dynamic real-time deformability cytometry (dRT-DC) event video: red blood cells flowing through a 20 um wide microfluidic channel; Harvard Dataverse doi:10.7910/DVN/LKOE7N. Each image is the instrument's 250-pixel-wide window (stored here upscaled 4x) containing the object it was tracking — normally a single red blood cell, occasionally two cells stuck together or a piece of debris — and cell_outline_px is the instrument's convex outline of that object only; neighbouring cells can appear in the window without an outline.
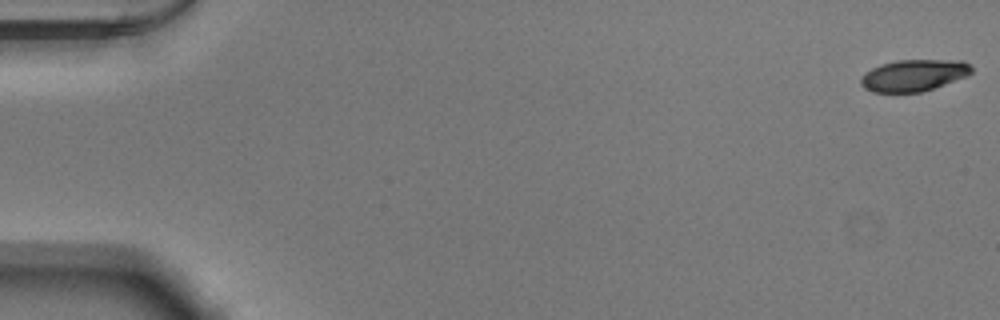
{"species": "Egyptian fruit bat (a non-hibernating species)", "species_latin": "Rousettus aegyptiacus", "temperature_condition": "warm", "stored_images_in_passage": 53, "camera_frame_rate_fps": 3000, "um_per_image_px": 0.085, "animal": {"sex": "male"}, "frame": {"image": 1, "passage_image": 1, "time_ms": 0.0, "image_size_px": [1000, 320], "cell_outline_px": [[972, 72], [964, 76], [932, 88], [920, 92], [872, 92], [864, 88], [860, 84], [860, 80], [864, 72], [880, 64], [896, 60], [964, 60], [972, 68]], "centroid_in_image_um": [77.6, 6.39], "position_along_channel_um": 7.4, "area_um2": 20.23}}
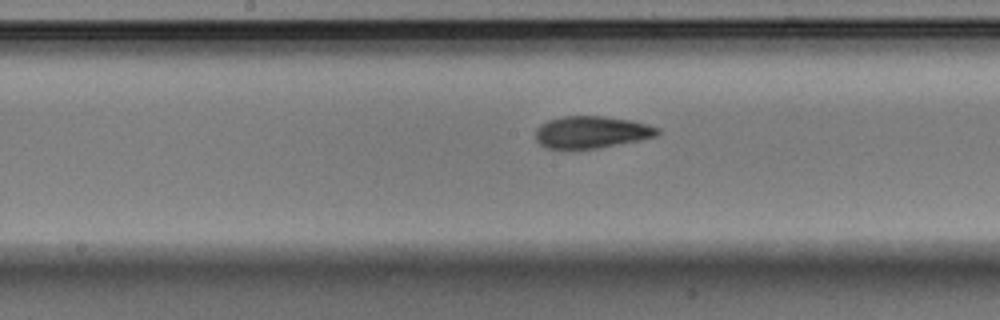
{"frame": {"image": 2, "passage_image": 28, "time_ms": 9.0, "image_size_px": [1000, 320], "cell_outline_px": [[660, 132], [656, 136], [640, 140], [596, 148], [544, 148], [536, 140], [536, 128], [540, 124], [548, 120], [564, 116], [604, 116], [632, 120], [648, 124], [660, 128]], "centroid_in_image_um": [50.29, 11.22], "position_along_channel_um": 197.9, "area_um2": 22.77}}
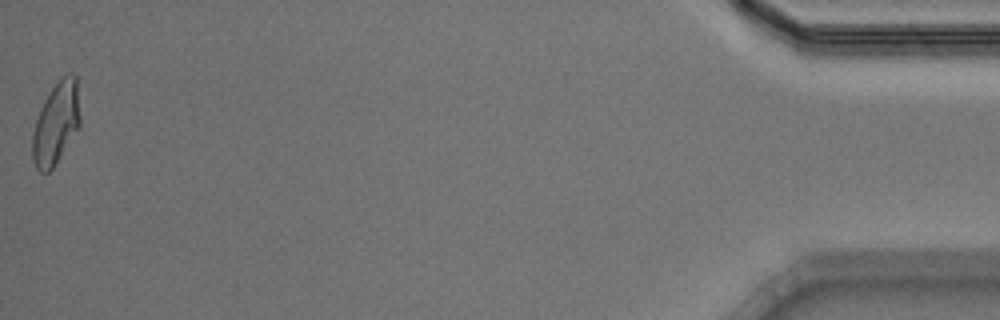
{"frame": {"image": 3, "passage_image": 53, "time_ms": 17.333, "image_size_px": [1000, 320], "cell_outline_px": [[80, 128], [52, 168], [48, 172], [40, 172], [36, 168], [32, 160], [32, 132], [40, 108], [44, 100], [52, 88], [68, 72], [72, 72], [76, 76], [80, 116]], "centroid_in_image_um": [4.76, 10.49], "position_along_channel_um": 430.4, "area_um2": 22.83}, "authors_computed_cell_mechanics": {"area_um2": 22.542, "velocity_mm_per_s": 3.8848, "shape_relaxation_time_tau1_ms": 4.3728, "shape_relaxation_time_tau2_ms": 1.9686, "deformation_change_tau1": 0.1712, "deformation_change_tau2": 0.07}}